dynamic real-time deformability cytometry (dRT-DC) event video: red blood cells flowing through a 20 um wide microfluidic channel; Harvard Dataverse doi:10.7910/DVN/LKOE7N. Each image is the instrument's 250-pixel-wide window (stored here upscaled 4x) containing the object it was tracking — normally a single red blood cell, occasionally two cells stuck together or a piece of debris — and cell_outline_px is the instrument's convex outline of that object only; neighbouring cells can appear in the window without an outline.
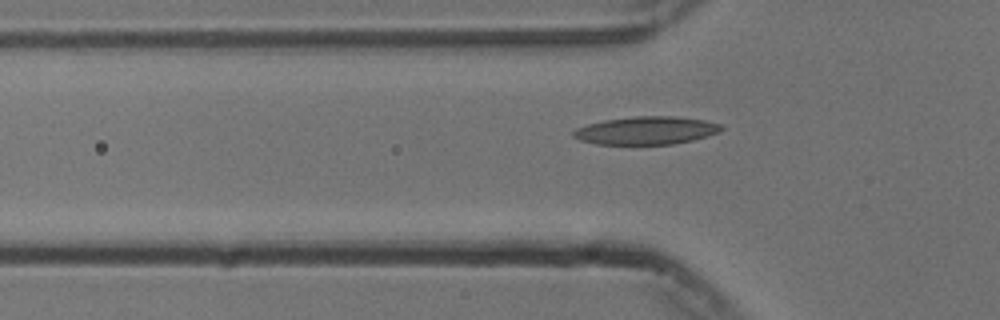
{"species": "common noctule bat (a hibernating species)", "species_latin": "Nyctalus noctula", "temperature_condition": "cold", "stored_images_in_passage": 47, "camera_frame_rate_fps": 3000, "um_per_image_px": 0.085, "animal": {"sex": "male", "body_mass_g": 13.3}, "frame": {"image": 1, "passage_image": 17, "time_ms": 5.333, "image_size_px": [1000, 320], "cell_outline_px": [[724, 128], [720, 132], [708, 136], [692, 140], [672, 144], [596, 144], [580, 140], [572, 136], [572, 132], [576, 128], [588, 124], [604, 120], [632, 116], [676, 116], [704, 120], [720, 124]], "centroid_in_image_um": [54.93, 11.09], "position_along_channel_um": 70.9, "area_um2": 24.16}}
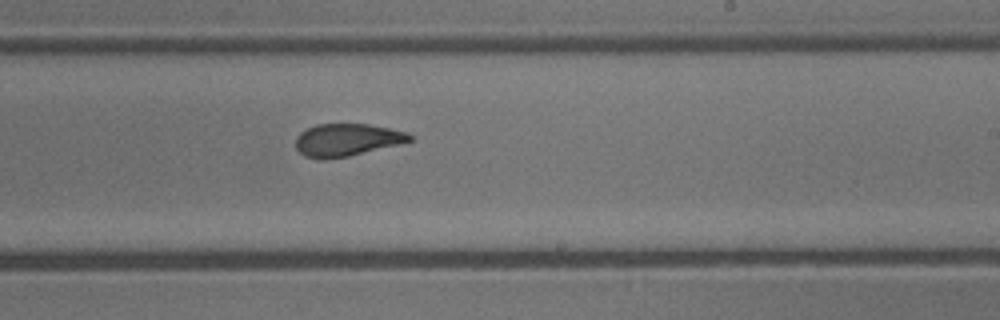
{"frame": {"image": 2, "passage_image": 32, "time_ms": 10.333, "image_size_px": [1000, 320], "cell_outline_px": [[412, 140], [400, 144], [348, 156], [324, 160], [320, 160], [304, 156], [296, 148], [296, 136], [300, 132], [316, 124], [368, 124], [408, 132], [412, 136]], "centroid_in_image_um": [29.46, 11.9], "position_along_channel_um": 259.5, "area_um2": 21.62}}
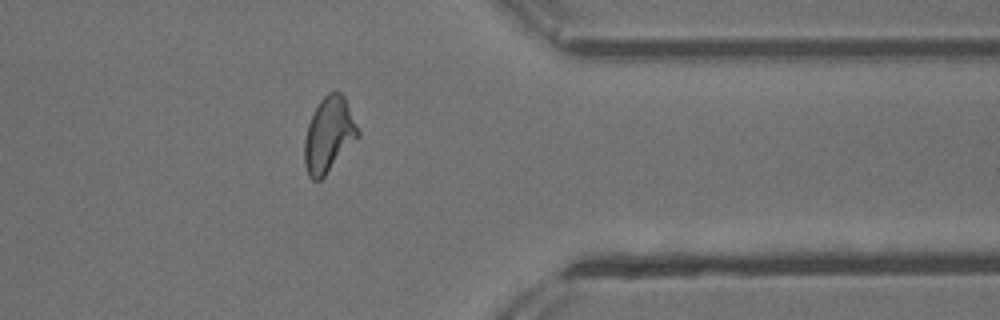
{"frame": {"image": 3, "passage_image": 43, "time_ms": 14.0, "image_size_px": [1000, 320], "cell_outline_px": [[360, 136], [324, 176], [320, 180], [312, 180], [308, 176], [304, 164], [304, 140], [308, 124], [320, 100], [328, 92], [340, 92], [344, 96], [360, 132]], "centroid_in_image_um": [27.94, 11.47], "position_along_channel_um": 383.5, "area_um2": 23.24}}